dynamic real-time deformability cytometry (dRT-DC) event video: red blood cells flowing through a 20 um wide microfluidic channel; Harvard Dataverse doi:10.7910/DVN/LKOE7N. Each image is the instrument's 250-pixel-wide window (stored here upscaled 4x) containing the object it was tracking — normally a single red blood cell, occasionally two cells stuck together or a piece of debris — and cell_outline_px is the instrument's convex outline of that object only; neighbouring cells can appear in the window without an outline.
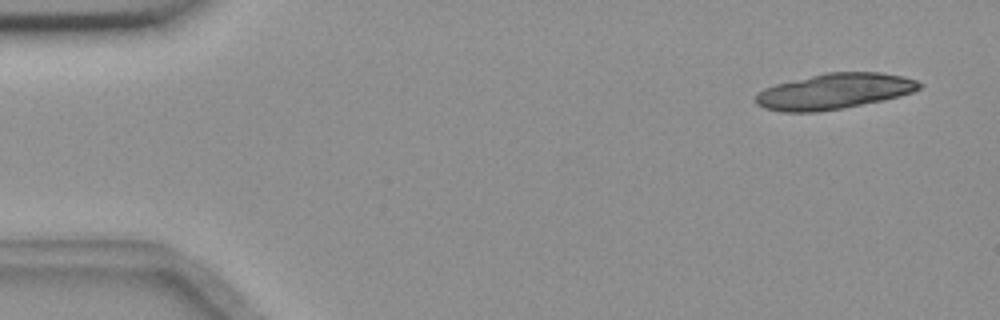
{"species": "common noctule bat (a hibernating species)", "species_latin": "Nyctalus noctula", "temperature_condition": "room temperature", "stored_images_in_passage": 6, "camera_frame_rate_fps": 3000, "um_per_image_px": 0.085, "animal": {"sex": "female", "body_mass_g": 18.4}, "frame": {"image": 1, "passage_image": 1, "time_ms": 0.0, "image_size_px": [1000, 320], "cell_outline_px": [[924, 84], [920, 88], [912, 92], [900, 96], [884, 100], [840, 108], [816, 112], [780, 112], [764, 108], [756, 104], [756, 92], [764, 88], [776, 84], [824, 72], [880, 72], [904, 76], [916, 80]], "centroid_in_image_um": [70.9, 7.75], "position_along_channel_um": 14.1, "area_um2": 34.1}}